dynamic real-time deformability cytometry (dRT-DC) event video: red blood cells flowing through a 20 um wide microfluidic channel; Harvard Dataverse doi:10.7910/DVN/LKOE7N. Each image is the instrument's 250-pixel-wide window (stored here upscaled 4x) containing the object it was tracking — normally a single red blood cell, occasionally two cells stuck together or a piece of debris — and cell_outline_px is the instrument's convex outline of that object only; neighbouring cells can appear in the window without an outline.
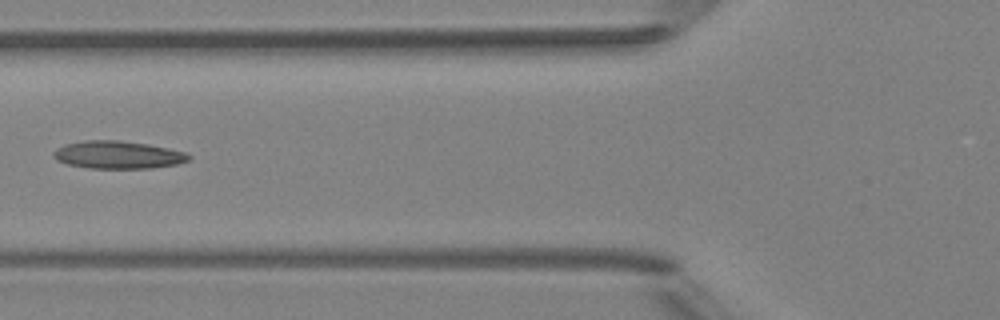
{"species": "Egyptian fruit bat (a non-hibernating species)", "species_latin": "Rousettus aegyptiacus", "temperature_condition": "room temperature", "stored_images_in_passage": 7, "camera_frame_rate_fps": 3000, "um_per_image_px": 0.085, "animal": {"sex": "female"}, "frame": {"image": 1, "passage_image": 6, "time_ms": 6.0, "image_size_px": [1000, 320], "cell_outline_px": [[192, 156], [188, 160], [176, 164], [152, 168], [88, 168], [68, 164], [56, 160], [52, 156], [52, 152], [56, 148], [64, 144], [84, 140], [116, 140], [148, 144], [188, 152]], "centroid_in_image_um": [10.0, 13.15], "position_along_channel_um": 115.8, "area_um2": 21.96}}
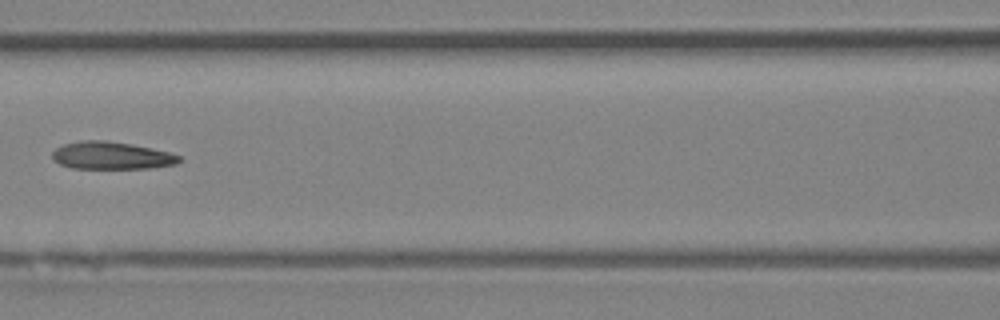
{"frame": {"image": 2, "passage_image": 7, "time_ms": 7.0, "image_size_px": [1000, 320], "cell_outline_px": [[184, 160], [176, 164], [152, 168], [72, 168], [60, 164], [52, 160], [52, 152], [56, 148], [64, 144], [80, 140], [104, 140], [132, 144], [152, 148], [168, 152], [180, 156]], "centroid_in_image_um": [9.48, 13.22], "position_along_channel_um": 157.1, "area_um2": 20.46}}